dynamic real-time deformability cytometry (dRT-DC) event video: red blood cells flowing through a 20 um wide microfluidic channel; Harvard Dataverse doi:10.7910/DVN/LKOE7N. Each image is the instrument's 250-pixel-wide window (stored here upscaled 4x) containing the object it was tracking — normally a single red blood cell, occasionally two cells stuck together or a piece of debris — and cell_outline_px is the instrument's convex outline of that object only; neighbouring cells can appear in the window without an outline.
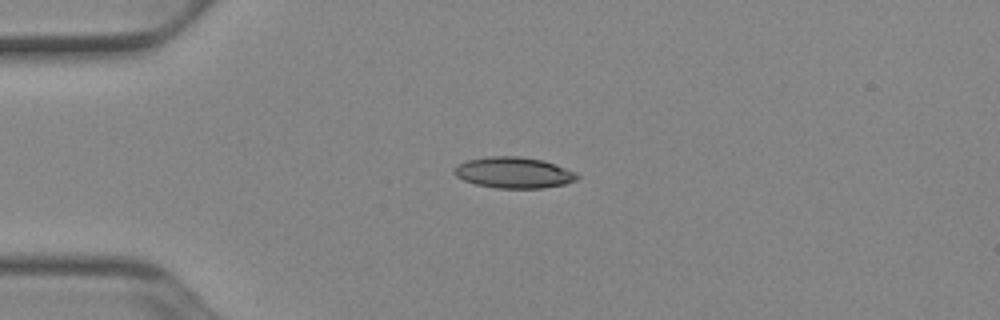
{"species": "Egyptian fruit bat (a non-hibernating species)", "species_latin": "Rousettus aegyptiacus", "temperature_condition": "cold", "stored_images_in_passage": 40, "camera_frame_rate_fps": 3000, "um_per_image_px": 0.085, "animal": {"sex": "female"}, "frame": {"image": 1, "passage_image": 1, "time_ms": 0.0, "image_size_px": [1000, 320], "cell_outline_px": [[580, 176], [576, 180], [564, 184], [540, 188], [496, 188], [476, 184], [464, 180], [456, 176], [452, 172], [460, 164], [468, 160], [488, 156], [520, 156], [544, 160], [576, 172]], "centroid_in_image_um": [43.69, 14.67], "position_along_channel_um": 41.3, "area_um2": 22.14}}
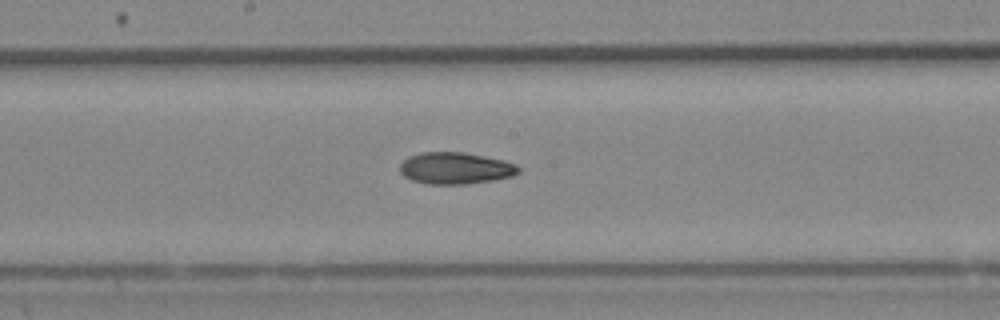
{"frame": {"image": 2, "passage_image": 16, "time_ms": 5.0, "image_size_px": [1000, 320], "cell_outline_px": [[520, 172], [512, 176], [496, 180], [464, 184], [428, 184], [412, 180], [404, 176], [400, 172], [400, 164], [408, 156], [420, 152], [460, 152], [484, 156], [504, 160], [516, 164], [520, 168]], "centroid_in_image_um": [38.72, 14.3], "position_along_channel_um": 209.5, "area_um2": 22.02}}
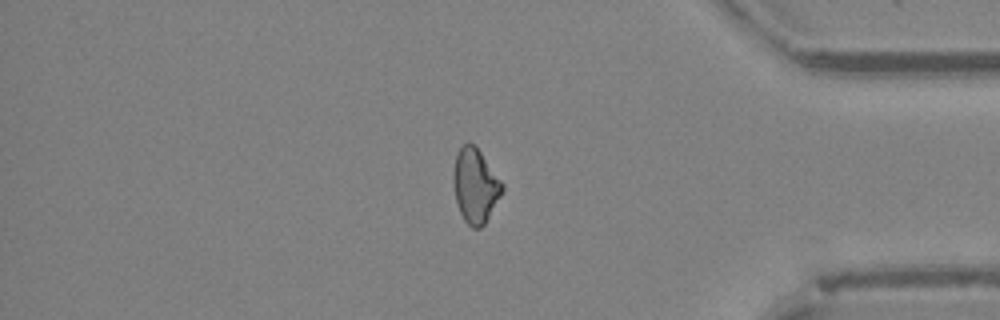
{"frame": {"image": 3, "passage_image": 32, "time_ms": 10.333, "image_size_px": [1000, 320], "cell_outline_px": [[504, 188], [500, 196], [484, 224], [480, 228], [472, 228], [464, 220], [456, 204], [452, 184], [452, 172], [456, 152], [468, 140], [480, 152], [504, 184]], "centroid_in_image_um": [40.36, 15.77], "position_along_channel_um": 394.8, "area_um2": 21.21}, "authors_computed_cell_mechanics": {"area_um2": 21.5016, "velocity_mm_per_s": 3.9304, "shape_relaxation_time_tau1_ms": 7.3665, "shape_relaxation_time_tau2_ms": 6.2825, "deformation_change_tau1": 0.1548, "deformation_change_tau2": 0.1347}}